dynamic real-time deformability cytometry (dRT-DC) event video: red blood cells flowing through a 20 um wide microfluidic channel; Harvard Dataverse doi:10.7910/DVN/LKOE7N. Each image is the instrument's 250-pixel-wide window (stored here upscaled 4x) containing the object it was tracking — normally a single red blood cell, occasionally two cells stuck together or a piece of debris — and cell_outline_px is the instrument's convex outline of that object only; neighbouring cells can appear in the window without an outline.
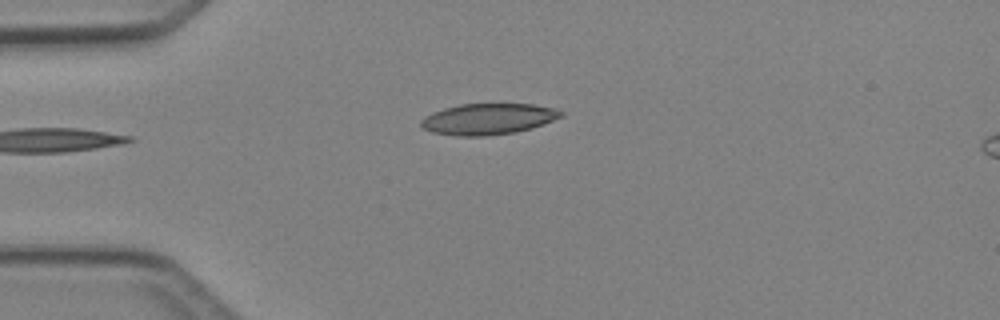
{"species": "Egyptian fruit bat (a non-hibernating species)", "species_latin": "Rousettus aegyptiacus", "temperature_condition": "cold", "stored_images_in_passage": 4, "camera_frame_rate_fps": 3000, "um_per_image_px": 0.085, "animal": {"sex": "female"}, "frame": {"image": 1, "passage_image": 4, "time_ms": 3.667, "image_size_px": [1000, 320], "cell_outline_px": [[564, 116], [532, 128], [516, 132], [484, 136], [460, 136], [432, 132], [424, 128], [420, 124], [420, 120], [424, 116], [432, 112], [444, 108], [460, 104], [532, 104], [556, 108], [564, 112]], "centroid_in_image_um": [41.51, 10.11], "position_along_channel_um": 43.5, "area_um2": 25.43}}